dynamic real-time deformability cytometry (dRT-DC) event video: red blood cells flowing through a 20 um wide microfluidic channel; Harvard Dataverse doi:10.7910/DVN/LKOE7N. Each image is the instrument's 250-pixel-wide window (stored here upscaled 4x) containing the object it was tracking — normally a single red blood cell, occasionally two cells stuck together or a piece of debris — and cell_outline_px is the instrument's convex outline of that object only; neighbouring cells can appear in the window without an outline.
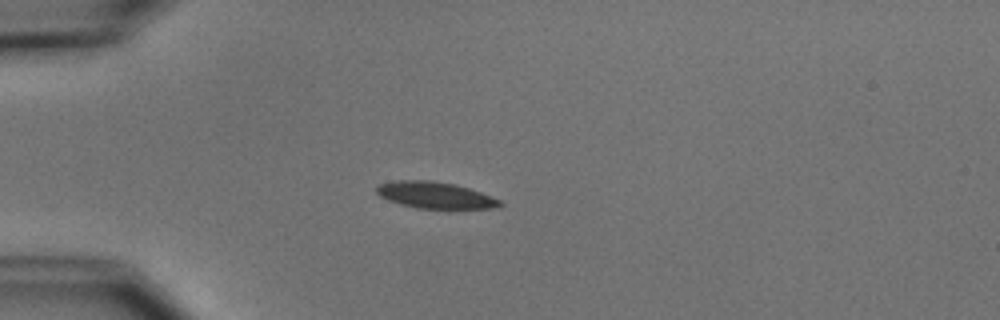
{"species": "common noctule bat (a hibernating species)", "species_latin": "Nyctalus noctula", "temperature_condition": "cold", "stored_images_in_passage": 49, "camera_frame_rate_fps": 3000, "um_per_image_px": 0.085, "animal": {"sex": "male", "body_mass_g": 15.6}, "frame": {"image": 1, "passage_image": 10, "time_ms": 3.0, "image_size_px": [1000, 320], "cell_outline_px": [[504, 204], [500, 208], [416, 208], [400, 204], [388, 200], [380, 196], [376, 192], [376, 184], [396, 180], [432, 180], [452, 184], [468, 188], [480, 192], [500, 200]], "centroid_in_image_um": [36.95, 16.58], "position_along_channel_um": 48.0, "area_um2": 19.02}}
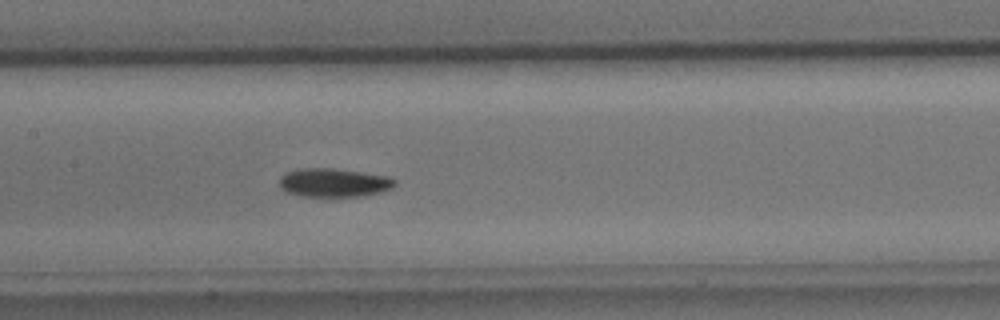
{"frame": {"image": 2, "passage_image": 22, "time_ms": 7.0, "image_size_px": [1000, 320], "cell_outline_px": [[396, 184], [392, 188], [380, 192], [360, 196], [300, 196], [288, 192], [280, 188], [280, 176], [284, 172], [300, 168], [332, 168], [388, 176], [396, 180]], "centroid_in_image_um": [28.35, 15.52], "position_along_channel_um": 179.0, "area_um2": 19.25}}
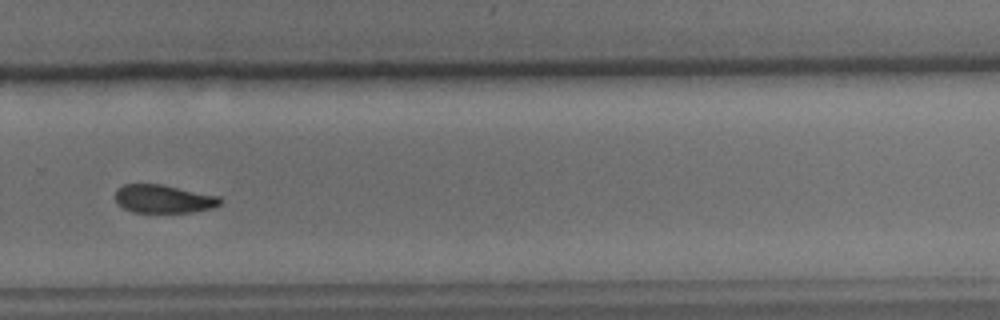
{"frame": {"image": 3, "passage_image": 33, "time_ms": 10.667, "image_size_px": [1000, 320], "cell_outline_px": [[224, 200], [220, 204], [212, 208], [192, 212], [132, 212], [124, 208], [116, 200], [116, 188], [124, 184], [160, 184], [220, 196]], "centroid_in_image_um": [13.93, 16.9], "position_along_channel_um": 315.9, "area_um2": 17.22}, "authors_computed_cell_mechanics": {"area_um2": 18.4382, "velocity_mm_per_s": 3.7509, "shape_relaxation_time_tau1_ms": 4.9819, "shape_relaxation_time_tau2_ms": null, "deformation_change_tau1": 0.119, "deformation_change_tau2": null}}